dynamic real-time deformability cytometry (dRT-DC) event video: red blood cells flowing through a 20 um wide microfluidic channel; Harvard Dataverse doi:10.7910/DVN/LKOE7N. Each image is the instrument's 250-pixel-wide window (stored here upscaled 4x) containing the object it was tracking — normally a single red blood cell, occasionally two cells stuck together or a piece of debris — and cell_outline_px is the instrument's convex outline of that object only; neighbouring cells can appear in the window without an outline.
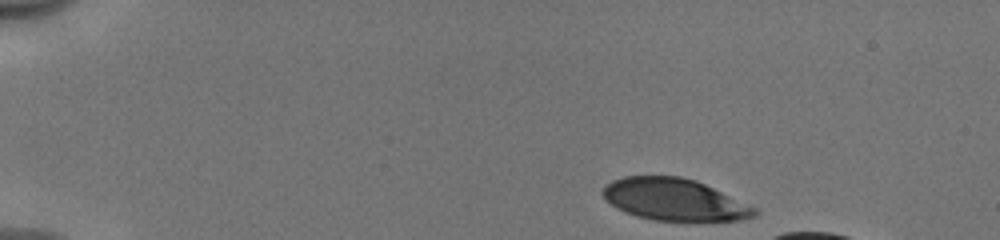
{"species": "human", "species_latin": "Homo sapiens", "temperature_condition": "cold", "stored_images_in_passage": 8, "camera_frame_rate_fps": 3000, "um_per_image_px": 0.085, "donor": {"sex": "male"}, "frame": {"image": 1, "passage_image": 1, "time_ms": 0.0, "image_size_px": [1000, 240], "cell_outline_px": [[760, 212], [756, 216], [740, 220], [652, 220], [636, 216], [616, 208], [600, 192], [612, 180], [624, 176], [680, 176], [696, 180], [756, 208]], "centroid_in_image_um": [57.31, 16.96], "position_along_channel_um": 27.7, "area_um2": 36.7}}
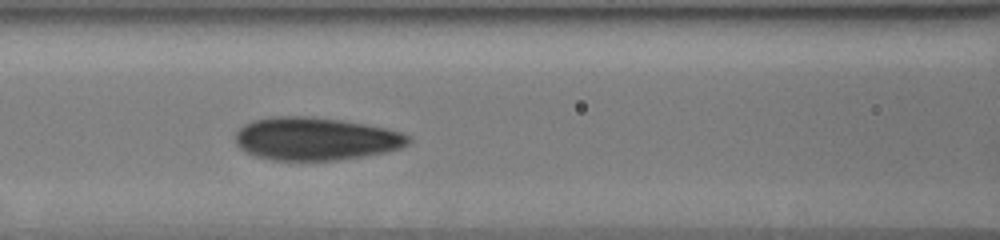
{"frame": {"image": 2, "passage_image": 7, "time_ms": 2.0, "image_size_px": [1000, 240], "cell_outline_px": [[412, 140], [408, 144], [400, 148], [384, 152], [336, 160], [272, 160], [256, 156], [240, 148], [236, 144], [236, 132], [244, 124], [252, 120], [276, 116], [308, 116], [340, 120], [388, 128], [412, 136]], "centroid_in_image_um": [26.83, 11.79], "position_along_channel_um": 139.8, "area_um2": 43.12}}
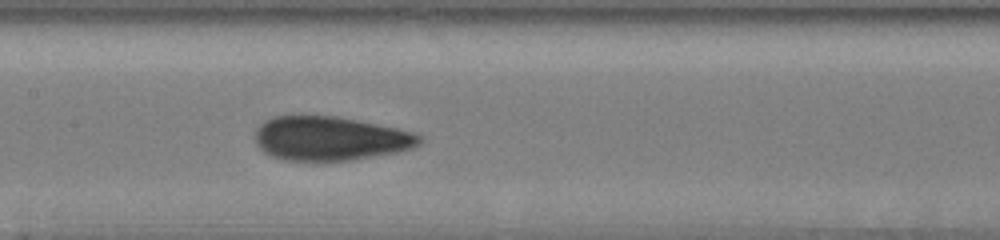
{"frame": {"image": 3, "passage_image": 8, "time_ms": 2.333, "image_size_px": [1000, 240], "cell_outline_px": [[424, 140], [420, 144], [412, 148], [396, 152], [352, 160], [284, 160], [272, 156], [264, 152], [256, 144], [256, 128], [264, 120], [272, 116], [336, 116], [416, 132], [424, 136]], "centroid_in_image_um": [28.08, 11.76], "position_along_channel_um": 179.3, "area_um2": 42.19}}